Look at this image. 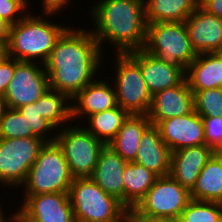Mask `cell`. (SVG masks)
<instances>
[{
	"instance_id": "7",
	"label": "cell",
	"mask_w": 222,
	"mask_h": 222,
	"mask_svg": "<svg viewBox=\"0 0 222 222\" xmlns=\"http://www.w3.org/2000/svg\"><path fill=\"white\" fill-rule=\"evenodd\" d=\"M115 69L117 103L128 114L147 115L152 95L143 79L140 65L129 54H117Z\"/></svg>"
},
{
	"instance_id": "31",
	"label": "cell",
	"mask_w": 222,
	"mask_h": 222,
	"mask_svg": "<svg viewBox=\"0 0 222 222\" xmlns=\"http://www.w3.org/2000/svg\"><path fill=\"white\" fill-rule=\"evenodd\" d=\"M194 110L201 117L222 116V88H212L194 93Z\"/></svg>"
},
{
	"instance_id": "32",
	"label": "cell",
	"mask_w": 222,
	"mask_h": 222,
	"mask_svg": "<svg viewBox=\"0 0 222 222\" xmlns=\"http://www.w3.org/2000/svg\"><path fill=\"white\" fill-rule=\"evenodd\" d=\"M201 118L204 123L206 145L215 152H222V116Z\"/></svg>"
},
{
	"instance_id": "8",
	"label": "cell",
	"mask_w": 222,
	"mask_h": 222,
	"mask_svg": "<svg viewBox=\"0 0 222 222\" xmlns=\"http://www.w3.org/2000/svg\"><path fill=\"white\" fill-rule=\"evenodd\" d=\"M69 127V128H68ZM56 134L73 178L91 177L102 148L106 145L83 126H68Z\"/></svg>"
},
{
	"instance_id": "16",
	"label": "cell",
	"mask_w": 222,
	"mask_h": 222,
	"mask_svg": "<svg viewBox=\"0 0 222 222\" xmlns=\"http://www.w3.org/2000/svg\"><path fill=\"white\" fill-rule=\"evenodd\" d=\"M141 68V73L151 95L179 85L185 74L178 68L164 63L144 49L128 53Z\"/></svg>"
},
{
	"instance_id": "38",
	"label": "cell",
	"mask_w": 222,
	"mask_h": 222,
	"mask_svg": "<svg viewBox=\"0 0 222 222\" xmlns=\"http://www.w3.org/2000/svg\"><path fill=\"white\" fill-rule=\"evenodd\" d=\"M11 216V217H10ZM6 217L5 222H33L26 215H24L20 210H17L13 214Z\"/></svg>"
},
{
	"instance_id": "6",
	"label": "cell",
	"mask_w": 222,
	"mask_h": 222,
	"mask_svg": "<svg viewBox=\"0 0 222 222\" xmlns=\"http://www.w3.org/2000/svg\"><path fill=\"white\" fill-rule=\"evenodd\" d=\"M144 50L164 63L178 67L184 74L197 57L184 22H153L147 24Z\"/></svg>"
},
{
	"instance_id": "9",
	"label": "cell",
	"mask_w": 222,
	"mask_h": 222,
	"mask_svg": "<svg viewBox=\"0 0 222 222\" xmlns=\"http://www.w3.org/2000/svg\"><path fill=\"white\" fill-rule=\"evenodd\" d=\"M45 143L37 136L0 138V185L22 186Z\"/></svg>"
},
{
	"instance_id": "15",
	"label": "cell",
	"mask_w": 222,
	"mask_h": 222,
	"mask_svg": "<svg viewBox=\"0 0 222 222\" xmlns=\"http://www.w3.org/2000/svg\"><path fill=\"white\" fill-rule=\"evenodd\" d=\"M193 110L194 94L184 79L175 87L155 93L147 115L151 124L157 125L160 121L185 116Z\"/></svg>"
},
{
	"instance_id": "25",
	"label": "cell",
	"mask_w": 222,
	"mask_h": 222,
	"mask_svg": "<svg viewBox=\"0 0 222 222\" xmlns=\"http://www.w3.org/2000/svg\"><path fill=\"white\" fill-rule=\"evenodd\" d=\"M199 0H145L146 22H185Z\"/></svg>"
},
{
	"instance_id": "26",
	"label": "cell",
	"mask_w": 222,
	"mask_h": 222,
	"mask_svg": "<svg viewBox=\"0 0 222 222\" xmlns=\"http://www.w3.org/2000/svg\"><path fill=\"white\" fill-rule=\"evenodd\" d=\"M128 113L120 106L88 116L89 123L84 128L104 144H108L122 127Z\"/></svg>"
},
{
	"instance_id": "27",
	"label": "cell",
	"mask_w": 222,
	"mask_h": 222,
	"mask_svg": "<svg viewBox=\"0 0 222 222\" xmlns=\"http://www.w3.org/2000/svg\"><path fill=\"white\" fill-rule=\"evenodd\" d=\"M70 98L61 92L56 90L48 89L39 98V110L41 116L50 121L57 130V126H62L63 123L71 122V103ZM66 104V105H65ZM68 105V106H67Z\"/></svg>"
},
{
	"instance_id": "30",
	"label": "cell",
	"mask_w": 222,
	"mask_h": 222,
	"mask_svg": "<svg viewBox=\"0 0 222 222\" xmlns=\"http://www.w3.org/2000/svg\"><path fill=\"white\" fill-rule=\"evenodd\" d=\"M17 110L26 119V122L28 123V130H32L37 137L42 138L46 142H54L56 140V135H53V137L49 136V139L46 138L50 131L55 130L56 127L50 121L41 116L39 110V99L35 103L23 105ZM47 131L49 133H46Z\"/></svg>"
},
{
	"instance_id": "44",
	"label": "cell",
	"mask_w": 222,
	"mask_h": 222,
	"mask_svg": "<svg viewBox=\"0 0 222 222\" xmlns=\"http://www.w3.org/2000/svg\"><path fill=\"white\" fill-rule=\"evenodd\" d=\"M216 53L222 58V44L219 47V49L216 51Z\"/></svg>"
},
{
	"instance_id": "4",
	"label": "cell",
	"mask_w": 222,
	"mask_h": 222,
	"mask_svg": "<svg viewBox=\"0 0 222 222\" xmlns=\"http://www.w3.org/2000/svg\"><path fill=\"white\" fill-rule=\"evenodd\" d=\"M68 194L75 222H122L130 211L90 177L74 178Z\"/></svg>"
},
{
	"instance_id": "23",
	"label": "cell",
	"mask_w": 222,
	"mask_h": 222,
	"mask_svg": "<svg viewBox=\"0 0 222 222\" xmlns=\"http://www.w3.org/2000/svg\"><path fill=\"white\" fill-rule=\"evenodd\" d=\"M190 197L222 204V152H215L202 168Z\"/></svg>"
},
{
	"instance_id": "33",
	"label": "cell",
	"mask_w": 222,
	"mask_h": 222,
	"mask_svg": "<svg viewBox=\"0 0 222 222\" xmlns=\"http://www.w3.org/2000/svg\"><path fill=\"white\" fill-rule=\"evenodd\" d=\"M27 1L28 0H0V17L10 25L16 24L26 15L25 10L28 9L29 6L27 5L30 4ZM22 12H24V16H22ZM20 13L21 15H19Z\"/></svg>"
},
{
	"instance_id": "19",
	"label": "cell",
	"mask_w": 222,
	"mask_h": 222,
	"mask_svg": "<svg viewBox=\"0 0 222 222\" xmlns=\"http://www.w3.org/2000/svg\"><path fill=\"white\" fill-rule=\"evenodd\" d=\"M215 151L206 144L181 148L171 155L170 175L189 191Z\"/></svg>"
},
{
	"instance_id": "12",
	"label": "cell",
	"mask_w": 222,
	"mask_h": 222,
	"mask_svg": "<svg viewBox=\"0 0 222 222\" xmlns=\"http://www.w3.org/2000/svg\"><path fill=\"white\" fill-rule=\"evenodd\" d=\"M157 127L162 140L172 152L206 144L204 123L195 110L185 116L160 121Z\"/></svg>"
},
{
	"instance_id": "10",
	"label": "cell",
	"mask_w": 222,
	"mask_h": 222,
	"mask_svg": "<svg viewBox=\"0 0 222 222\" xmlns=\"http://www.w3.org/2000/svg\"><path fill=\"white\" fill-rule=\"evenodd\" d=\"M190 200V191L171 175L160 176L131 211L139 218L180 217Z\"/></svg>"
},
{
	"instance_id": "3",
	"label": "cell",
	"mask_w": 222,
	"mask_h": 222,
	"mask_svg": "<svg viewBox=\"0 0 222 222\" xmlns=\"http://www.w3.org/2000/svg\"><path fill=\"white\" fill-rule=\"evenodd\" d=\"M44 16L26 14L23 19L11 25L6 55L18 61L35 62L42 65L47 61L57 39L68 28L44 20Z\"/></svg>"
},
{
	"instance_id": "41",
	"label": "cell",
	"mask_w": 222,
	"mask_h": 222,
	"mask_svg": "<svg viewBox=\"0 0 222 222\" xmlns=\"http://www.w3.org/2000/svg\"><path fill=\"white\" fill-rule=\"evenodd\" d=\"M6 106H5V102H4V98H0V120L2 117V113L5 110Z\"/></svg>"
},
{
	"instance_id": "35",
	"label": "cell",
	"mask_w": 222,
	"mask_h": 222,
	"mask_svg": "<svg viewBox=\"0 0 222 222\" xmlns=\"http://www.w3.org/2000/svg\"><path fill=\"white\" fill-rule=\"evenodd\" d=\"M44 15L55 16L54 14L62 11L71 0H42ZM63 8V9H62Z\"/></svg>"
},
{
	"instance_id": "14",
	"label": "cell",
	"mask_w": 222,
	"mask_h": 222,
	"mask_svg": "<svg viewBox=\"0 0 222 222\" xmlns=\"http://www.w3.org/2000/svg\"><path fill=\"white\" fill-rule=\"evenodd\" d=\"M185 27L197 54L214 53L222 44V19L200 5L186 19Z\"/></svg>"
},
{
	"instance_id": "5",
	"label": "cell",
	"mask_w": 222,
	"mask_h": 222,
	"mask_svg": "<svg viewBox=\"0 0 222 222\" xmlns=\"http://www.w3.org/2000/svg\"><path fill=\"white\" fill-rule=\"evenodd\" d=\"M73 179L62 148L56 141L46 142L22 187L25 195L69 193Z\"/></svg>"
},
{
	"instance_id": "1",
	"label": "cell",
	"mask_w": 222,
	"mask_h": 222,
	"mask_svg": "<svg viewBox=\"0 0 222 222\" xmlns=\"http://www.w3.org/2000/svg\"><path fill=\"white\" fill-rule=\"evenodd\" d=\"M102 53L92 31L68 27L57 39L44 63L49 89L64 93L72 99L95 80L103 60Z\"/></svg>"
},
{
	"instance_id": "34",
	"label": "cell",
	"mask_w": 222,
	"mask_h": 222,
	"mask_svg": "<svg viewBox=\"0 0 222 222\" xmlns=\"http://www.w3.org/2000/svg\"><path fill=\"white\" fill-rule=\"evenodd\" d=\"M15 71V58L6 54L0 59V98H4Z\"/></svg>"
},
{
	"instance_id": "18",
	"label": "cell",
	"mask_w": 222,
	"mask_h": 222,
	"mask_svg": "<svg viewBox=\"0 0 222 222\" xmlns=\"http://www.w3.org/2000/svg\"><path fill=\"white\" fill-rule=\"evenodd\" d=\"M172 151L162 140L155 124H149L142 132L140 146L135 158L136 163L143 165L156 175H170Z\"/></svg>"
},
{
	"instance_id": "22",
	"label": "cell",
	"mask_w": 222,
	"mask_h": 222,
	"mask_svg": "<svg viewBox=\"0 0 222 222\" xmlns=\"http://www.w3.org/2000/svg\"><path fill=\"white\" fill-rule=\"evenodd\" d=\"M150 123L148 115L129 114L118 134L107 145L126 162H134L142 132Z\"/></svg>"
},
{
	"instance_id": "43",
	"label": "cell",
	"mask_w": 222,
	"mask_h": 222,
	"mask_svg": "<svg viewBox=\"0 0 222 222\" xmlns=\"http://www.w3.org/2000/svg\"><path fill=\"white\" fill-rule=\"evenodd\" d=\"M3 211H2V209L0 208V222H5V220H6V218L4 217L5 215V213H2Z\"/></svg>"
},
{
	"instance_id": "29",
	"label": "cell",
	"mask_w": 222,
	"mask_h": 222,
	"mask_svg": "<svg viewBox=\"0 0 222 222\" xmlns=\"http://www.w3.org/2000/svg\"><path fill=\"white\" fill-rule=\"evenodd\" d=\"M36 136L28 130V123L17 109L5 108L0 120V138H28Z\"/></svg>"
},
{
	"instance_id": "2",
	"label": "cell",
	"mask_w": 222,
	"mask_h": 222,
	"mask_svg": "<svg viewBox=\"0 0 222 222\" xmlns=\"http://www.w3.org/2000/svg\"><path fill=\"white\" fill-rule=\"evenodd\" d=\"M92 8L95 30H91L100 49L105 41L117 48L116 54L144 49L147 37L145 0H100Z\"/></svg>"
},
{
	"instance_id": "36",
	"label": "cell",
	"mask_w": 222,
	"mask_h": 222,
	"mask_svg": "<svg viewBox=\"0 0 222 222\" xmlns=\"http://www.w3.org/2000/svg\"><path fill=\"white\" fill-rule=\"evenodd\" d=\"M199 5L204 10L222 19V0H199Z\"/></svg>"
},
{
	"instance_id": "42",
	"label": "cell",
	"mask_w": 222,
	"mask_h": 222,
	"mask_svg": "<svg viewBox=\"0 0 222 222\" xmlns=\"http://www.w3.org/2000/svg\"><path fill=\"white\" fill-rule=\"evenodd\" d=\"M6 54L5 47L0 45V59Z\"/></svg>"
},
{
	"instance_id": "24",
	"label": "cell",
	"mask_w": 222,
	"mask_h": 222,
	"mask_svg": "<svg viewBox=\"0 0 222 222\" xmlns=\"http://www.w3.org/2000/svg\"><path fill=\"white\" fill-rule=\"evenodd\" d=\"M158 175L136 162L124 168V205L131 211L158 179Z\"/></svg>"
},
{
	"instance_id": "39",
	"label": "cell",
	"mask_w": 222,
	"mask_h": 222,
	"mask_svg": "<svg viewBox=\"0 0 222 222\" xmlns=\"http://www.w3.org/2000/svg\"><path fill=\"white\" fill-rule=\"evenodd\" d=\"M145 222H181L180 217H154V218H141Z\"/></svg>"
},
{
	"instance_id": "40",
	"label": "cell",
	"mask_w": 222,
	"mask_h": 222,
	"mask_svg": "<svg viewBox=\"0 0 222 222\" xmlns=\"http://www.w3.org/2000/svg\"><path fill=\"white\" fill-rule=\"evenodd\" d=\"M122 222H145V221L137 217L132 211H129L122 219Z\"/></svg>"
},
{
	"instance_id": "17",
	"label": "cell",
	"mask_w": 222,
	"mask_h": 222,
	"mask_svg": "<svg viewBox=\"0 0 222 222\" xmlns=\"http://www.w3.org/2000/svg\"><path fill=\"white\" fill-rule=\"evenodd\" d=\"M114 88V85H109L103 79L94 80L86 85L71 99L73 102L71 104L72 120L78 117L81 119V116L86 119L90 115L117 107V96Z\"/></svg>"
},
{
	"instance_id": "37",
	"label": "cell",
	"mask_w": 222,
	"mask_h": 222,
	"mask_svg": "<svg viewBox=\"0 0 222 222\" xmlns=\"http://www.w3.org/2000/svg\"><path fill=\"white\" fill-rule=\"evenodd\" d=\"M11 25L0 17V45L6 47L9 41Z\"/></svg>"
},
{
	"instance_id": "11",
	"label": "cell",
	"mask_w": 222,
	"mask_h": 222,
	"mask_svg": "<svg viewBox=\"0 0 222 222\" xmlns=\"http://www.w3.org/2000/svg\"><path fill=\"white\" fill-rule=\"evenodd\" d=\"M42 67L36 62L15 59V71L4 95L7 108L18 109L23 105L35 103L49 89L44 64Z\"/></svg>"
},
{
	"instance_id": "20",
	"label": "cell",
	"mask_w": 222,
	"mask_h": 222,
	"mask_svg": "<svg viewBox=\"0 0 222 222\" xmlns=\"http://www.w3.org/2000/svg\"><path fill=\"white\" fill-rule=\"evenodd\" d=\"M128 162L105 145L90 177L104 192L124 204V168Z\"/></svg>"
},
{
	"instance_id": "28",
	"label": "cell",
	"mask_w": 222,
	"mask_h": 222,
	"mask_svg": "<svg viewBox=\"0 0 222 222\" xmlns=\"http://www.w3.org/2000/svg\"><path fill=\"white\" fill-rule=\"evenodd\" d=\"M180 219L181 222H222V204L191 199Z\"/></svg>"
},
{
	"instance_id": "21",
	"label": "cell",
	"mask_w": 222,
	"mask_h": 222,
	"mask_svg": "<svg viewBox=\"0 0 222 222\" xmlns=\"http://www.w3.org/2000/svg\"><path fill=\"white\" fill-rule=\"evenodd\" d=\"M185 79L193 94L222 88V58L216 52L197 54L186 69Z\"/></svg>"
},
{
	"instance_id": "13",
	"label": "cell",
	"mask_w": 222,
	"mask_h": 222,
	"mask_svg": "<svg viewBox=\"0 0 222 222\" xmlns=\"http://www.w3.org/2000/svg\"><path fill=\"white\" fill-rule=\"evenodd\" d=\"M19 210L33 222H75L68 193L24 195Z\"/></svg>"
}]
</instances>
